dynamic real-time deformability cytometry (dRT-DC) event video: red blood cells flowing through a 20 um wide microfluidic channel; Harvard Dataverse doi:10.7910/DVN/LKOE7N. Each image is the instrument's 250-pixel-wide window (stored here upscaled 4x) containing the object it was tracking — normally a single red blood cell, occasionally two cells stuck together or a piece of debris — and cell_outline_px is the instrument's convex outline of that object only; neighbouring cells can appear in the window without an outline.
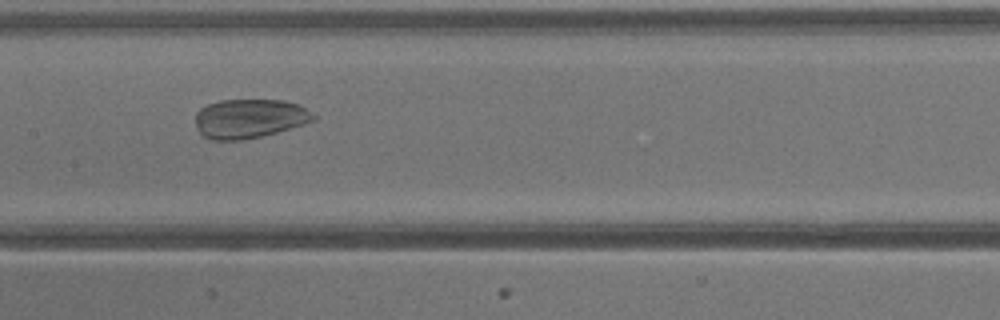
{"species": "common noctule bat (a hibernating species)", "species_latin": "Nyctalus noctula", "temperature_condition": "warm", "stored_images_in_passage": 30, "camera_frame_rate_fps": 3000, "um_per_image_px": 0.085, "animal": {"sex": "male", "body_mass_g": 13.3}, "frame": {"image": 1, "passage_image": 13, "time_ms": 4.0, "image_size_px": [1000, 320], "cell_outline_px": [[316, 120], [304, 124], [276, 132], [244, 140], [212, 140], [204, 136], [196, 128], [196, 112], [200, 108], [208, 104], [220, 100], [284, 100], [296, 104], [304, 108], [316, 116]], "centroid_in_image_um": [21.18, 10.08], "position_along_channel_um": 186.2, "area_um2": 26.82}}
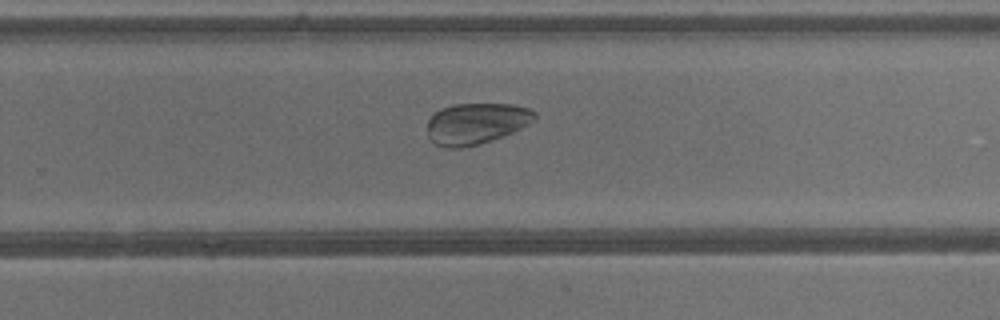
{"frame": {"image": 2, "passage_image": 19, "time_ms": 6.0, "image_size_px": [1000, 320], "cell_outline_px": [[536, 120], [512, 132], [492, 140], [460, 148], [448, 148], [436, 144], [428, 136], [428, 120], [440, 108], [452, 104], [512, 104], [528, 108], [536, 112]], "centroid_in_image_um": [40.48, 10.48], "position_along_channel_um": 289.3, "area_um2": 25.61}}
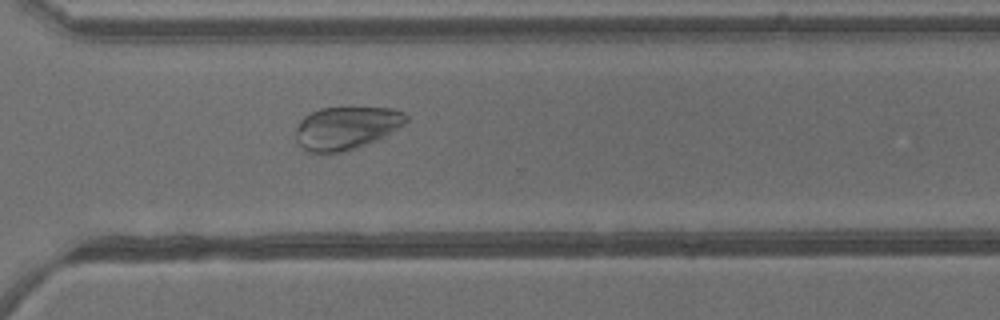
{"frame": {"image": 3, "passage_image": 22, "time_ms": 7.0, "image_size_px": [1000, 320], "cell_outline_px": [[408, 120], [404, 124], [384, 136], [356, 148], [344, 152], [308, 152], [300, 148], [296, 140], [296, 128], [300, 120], [304, 116], [320, 108], [392, 108], [404, 112], [408, 116]], "centroid_in_image_um": [29.41, 10.88], "position_along_channel_um": 341.2, "area_um2": 27.46}}